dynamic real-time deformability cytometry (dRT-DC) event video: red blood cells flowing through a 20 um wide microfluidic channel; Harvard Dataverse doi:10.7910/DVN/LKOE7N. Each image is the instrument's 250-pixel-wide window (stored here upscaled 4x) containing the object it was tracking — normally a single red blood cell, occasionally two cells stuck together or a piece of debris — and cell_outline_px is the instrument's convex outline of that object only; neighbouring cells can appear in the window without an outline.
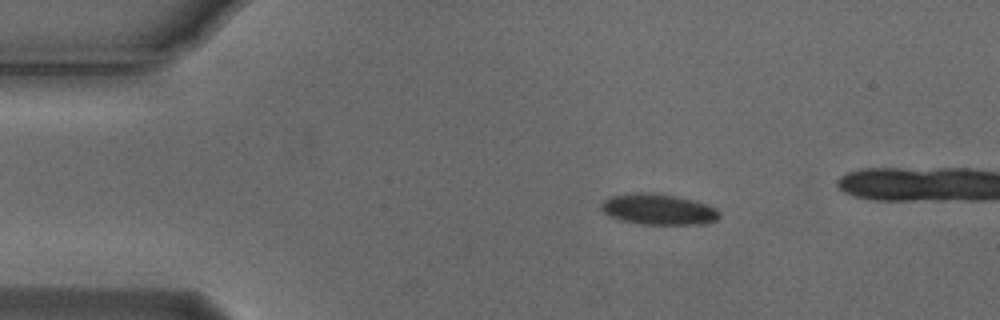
{"species": "Egyptian fruit bat (a non-hibernating species)", "species_latin": "Rousettus aegyptiacus", "temperature_condition": "cold", "stored_images_in_passage": 8, "segment_of_instrument_passage": [1, 2], "camera_frame_rate_fps": 3000, "um_per_image_px": 0.085, "animal": {"sex": "male"}, "frame": {"image": 1, "passage_image": 2, "time_ms": 0.333, "image_size_px": [1000, 320], "cell_outline_px": [[720, 216], [716, 220], [704, 224], [640, 224], [620, 220], [608, 216], [600, 208], [600, 204], [604, 200], [612, 196], [640, 192], [676, 196], [692, 200], [716, 208], [720, 212]], "centroid_in_image_um": [55.94, 17.81], "position_along_channel_um": 29.1, "area_um2": 21.04}}
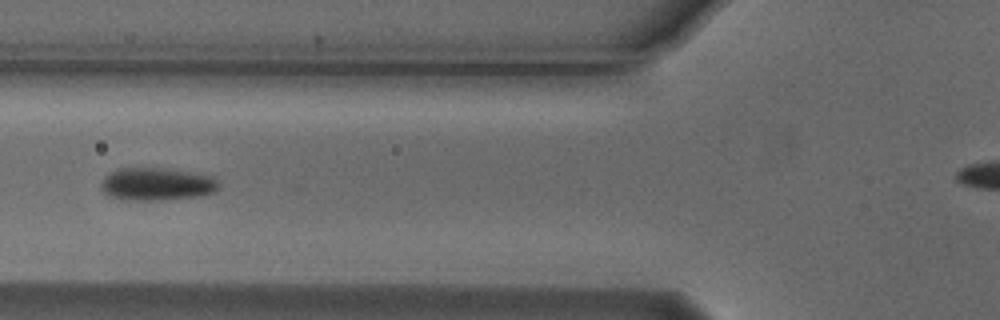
{"frame": {"image": 2, "passage_image": 5, "time_ms": 1.333, "image_size_px": [1000, 320], "cell_outline_px": [[220, 188], [212, 192], [196, 196], [160, 200], [120, 200], [104, 192], [100, 184], [104, 176], [108, 172], [116, 168], [164, 168], [192, 172], [212, 176], [220, 184]], "centroid_in_image_um": [13.29, 15.64], "position_along_channel_um": 112.5, "area_um2": 22.54}}
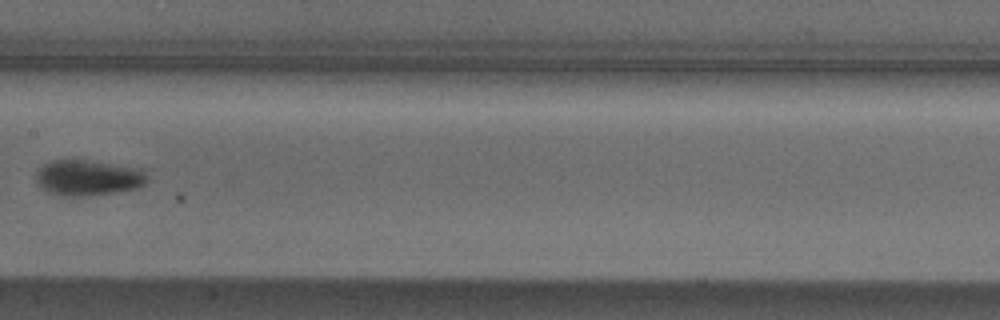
{"frame": {"image": 3, "passage_image": 7, "time_ms": 2.0, "image_size_px": [1000, 320], "cell_outline_px": [[148, 180], [144, 184], [136, 188], [116, 192], [84, 196], [64, 196], [48, 192], [36, 180], [36, 172], [44, 164], [52, 160], [84, 160], [140, 168], [148, 176]], "centroid_in_image_um": [7.49, 15.11], "position_along_channel_um": 199.9, "area_um2": 22.83}}